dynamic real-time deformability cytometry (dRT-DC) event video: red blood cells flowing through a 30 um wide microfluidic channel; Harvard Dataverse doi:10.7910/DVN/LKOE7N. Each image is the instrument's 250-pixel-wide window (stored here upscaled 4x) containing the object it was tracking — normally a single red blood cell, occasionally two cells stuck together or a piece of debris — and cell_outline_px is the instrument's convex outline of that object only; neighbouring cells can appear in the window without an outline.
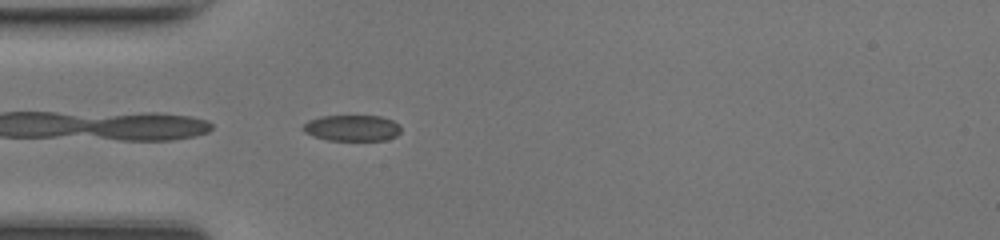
{"species": "common noctule bat (a hibernating species)", "species_latin": "Nyctalus noctula", "temperature_condition": "room temperature", "stored_images_in_passage": 35, "camera_frame_rate_fps": 3000, "um_per_image_px": 0.085, "animal": {"sex": "female", "body_mass_g": 17.0, "forearm_length_mm": 48.0}, "frame": {"image": 1, "passage_image": 1, "time_ms": 0.0, "image_size_px": [1000, 240], "cell_outline_px": [[400, 132], [396, 136], [384, 140], [328, 140], [312, 136], [304, 132], [300, 128], [308, 120], [320, 116], [380, 116], [392, 120], [400, 124]], "centroid_in_image_um": [29.9, 10.88], "position_along_channel_um": 55.1, "area_um2": 14.97}}
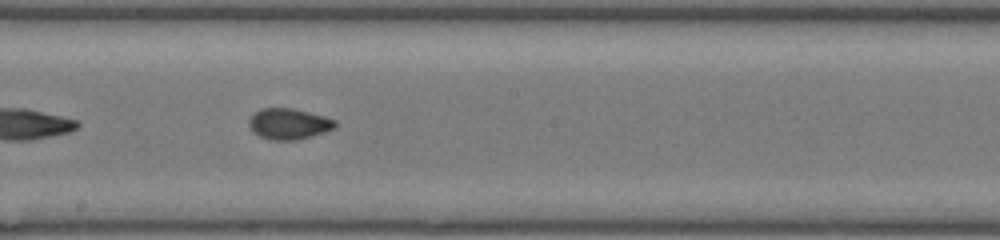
{"frame": {"image": 2, "passage_image": 13, "time_ms": 4.0, "image_size_px": [1000, 240], "cell_outline_px": [[336, 124], [332, 128], [324, 132], [296, 140], [268, 140], [252, 132], [248, 124], [248, 120], [260, 108], [292, 108], [324, 116], [336, 120]], "centroid_in_image_um": [24.5, 10.53], "position_along_channel_um": 223.7, "area_um2": 15.43}}
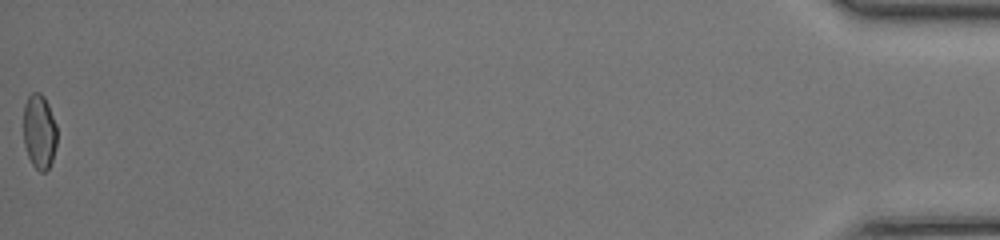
{"frame": {"image": 3, "passage_image": 35, "time_ms": 11.333, "image_size_px": [1000, 240], "cell_outline_px": [[56, 144], [52, 160], [48, 168], [44, 172], [40, 172], [32, 164], [28, 156], [24, 144], [24, 104], [28, 96], [32, 92], [40, 92], [44, 96], [48, 104], [56, 124]], "centroid_in_image_um": [3.34, 11.17], "position_along_channel_um": 431.9, "area_um2": 14.57}, "authors_computed_cell_mechanics": {"area_um2": 15.2014, "velocity_mm_per_s": 4.3321, "shape_relaxation_time_tau1_ms": null, "shape_relaxation_time_tau2_ms": 0.9688, "deformation_change_tau1": null, "deformation_change_tau2": 0.0436}}